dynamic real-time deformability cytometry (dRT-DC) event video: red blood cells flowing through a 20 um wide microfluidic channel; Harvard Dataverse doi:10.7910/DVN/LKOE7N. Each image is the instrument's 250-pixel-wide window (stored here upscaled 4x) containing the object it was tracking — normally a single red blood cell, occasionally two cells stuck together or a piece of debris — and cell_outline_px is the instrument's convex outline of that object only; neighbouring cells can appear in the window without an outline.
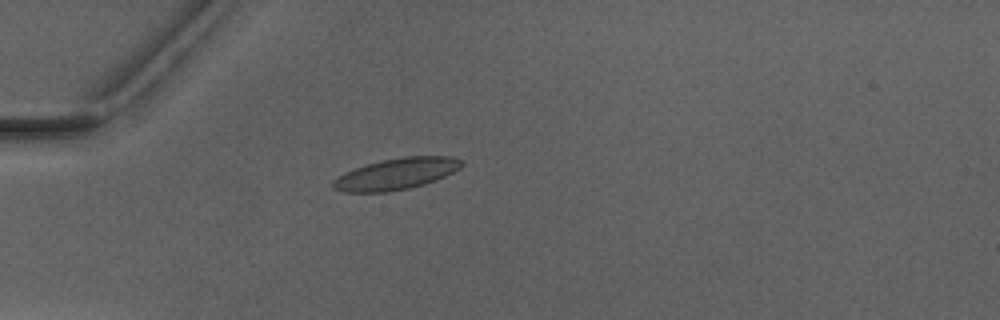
{"species": "Egyptian fruit bat (a non-hibernating species)", "species_latin": "Rousettus aegyptiacus", "temperature_condition": "warm", "stored_images_in_passage": 4, "camera_frame_rate_fps": 3000, "um_per_image_px": 0.085, "animal": {"sex": "male"}, "frame": {"image": 1, "passage_image": 4, "time_ms": 4.333, "image_size_px": [1000, 320], "cell_outline_px": [[464, 164], [460, 168], [436, 180], [424, 184], [408, 188], [388, 192], [344, 192], [332, 188], [332, 180], [344, 172], [380, 160], [404, 156], [452, 156], [460, 160]], "centroid_in_image_um": [33.66, 14.78], "position_along_channel_um": 51.3, "area_um2": 23.47}}